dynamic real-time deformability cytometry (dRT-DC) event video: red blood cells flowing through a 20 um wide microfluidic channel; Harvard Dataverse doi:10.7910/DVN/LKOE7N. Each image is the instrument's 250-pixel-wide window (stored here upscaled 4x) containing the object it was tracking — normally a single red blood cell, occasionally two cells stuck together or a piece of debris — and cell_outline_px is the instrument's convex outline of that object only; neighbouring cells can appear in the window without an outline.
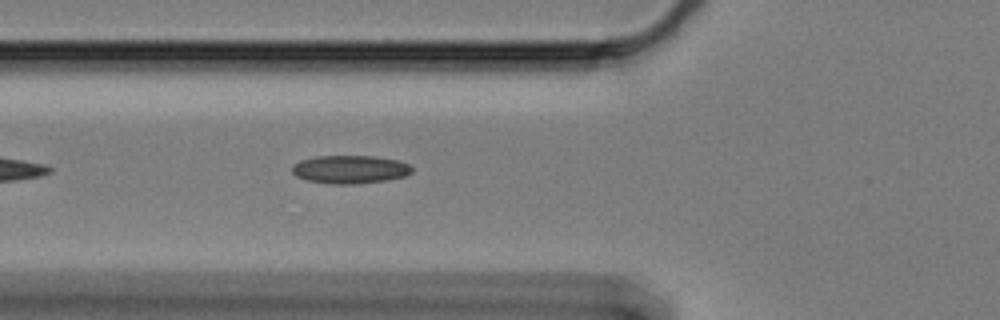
{"species": "Egyptian fruit bat (a non-hibernating species)", "species_latin": "Rousettus aegyptiacus", "temperature_condition": "cold", "stored_images_in_passage": 24, "camera_frame_rate_fps": 3000, "um_per_image_px": 0.085, "animal": {"sex": "female"}, "frame": {"image": 1, "passage_image": 8, "time_ms": 2.333, "image_size_px": [1000, 320], "cell_outline_px": [[412, 172], [404, 176], [388, 180], [360, 184], [332, 184], [308, 180], [296, 176], [292, 172], [292, 164], [300, 160], [316, 156], [376, 156], [396, 160], [408, 164], [412, 168]], "centroid_in_image_um": [29.74, 14.4], "position_along_channel_um": 96.1, "area_um2": 19.77}}